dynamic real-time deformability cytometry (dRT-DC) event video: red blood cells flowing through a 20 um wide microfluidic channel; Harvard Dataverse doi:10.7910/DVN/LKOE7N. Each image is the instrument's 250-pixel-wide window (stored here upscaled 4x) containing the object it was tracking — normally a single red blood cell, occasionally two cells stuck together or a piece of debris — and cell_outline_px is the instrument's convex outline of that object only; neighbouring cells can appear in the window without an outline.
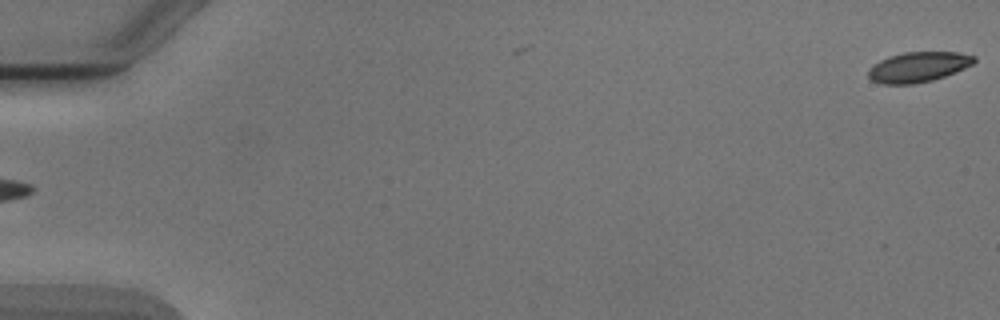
{"species": "Egyptian fruit bat (a non-hibernating species)", "species_latin": "Rousettus aegyptiacus", "temperature_condition": "cold", "stored_images_in_passage": 6, "segment_of_instrument_passage": [2, 2], "camera_frame_rate_fps": 3000, "um_per_image_px": 0.085, "animal": {"sex": "male"}, "frame": {"image": 1, "passage_image": 6, "time_ms": 6.0, "image_size_px": [1000, 320], "cell_outline_px": [[976, 60], [972, 64], [964, 68], [944, 76], [932, 80], [912, 84], [880, 84], [872, 80], [868, 76], [868, 68], [872, 64], [888, 56], [904, 52], [960, 52], [976, 56]], "centroid_in_image_um": [78.02, 5.68], "position_along_channel_um": 7.0, "area_um2": 18.67}}